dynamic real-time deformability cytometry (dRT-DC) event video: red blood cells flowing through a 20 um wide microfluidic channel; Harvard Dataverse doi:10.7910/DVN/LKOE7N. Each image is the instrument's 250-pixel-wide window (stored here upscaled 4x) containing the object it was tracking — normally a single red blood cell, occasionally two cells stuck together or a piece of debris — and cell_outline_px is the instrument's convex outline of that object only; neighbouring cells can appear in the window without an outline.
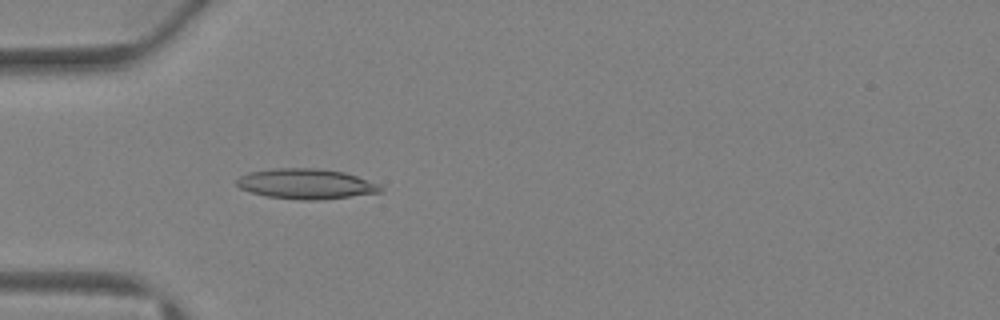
{"species": "Egyptian fruit bat (a non-hibernating species)", "species_latin": "Rousettus aegyptiacus", "temperature_condition": "warm", "stored_images_in_passage": 39, "camera_frame_rate_fps": 3000, "um_per_image_px": 0.085, "animal": {"sex": "female"}, "frame": {"image": 1, "passage_image": 12, "time_ms": 3.667, "image_size_px": [1000, 320], "cell_outline_px": [[384, 188], [380, 192], [320, 200], [300, 200], [264, 196], [240, 188], [236, 184], [236, 180], [240, 176], [248, 172], [276, 168], [316, 168], [344, 172], [380, 184]], "centroid_in_image_um": [26.0, 15.63], "position_along_channel_um": 59.0, "area_um2": 25.32}}
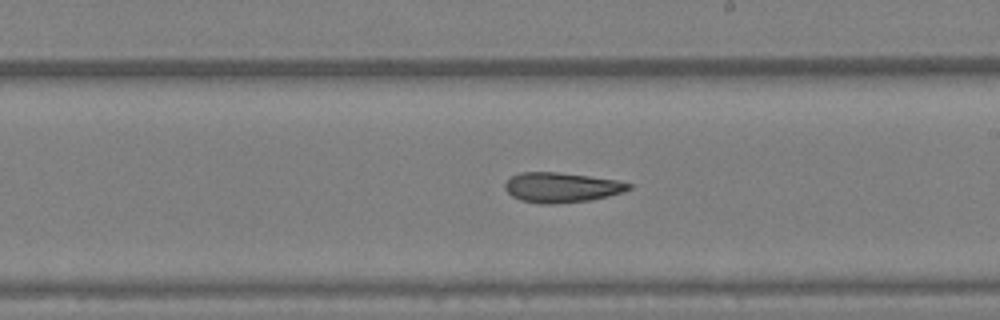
{"frame": {"image": 2, "passage_image": 23, "time_ms": 7.333, "image_size_px": [1000, 320], "cell_outline_px": [[632, 188], [624, 192], [592, 200], [552, 204], [540, 204], [520, 200], [512, 196], [504, 188], [504, 184], [512, 176], [520, 172], [556, 172], [620, 180], [632, 184]], "centroid_in_image_um": [47.75, 15.93], "position_along_channel_um": 241.2, "area_um2": 21.73}}
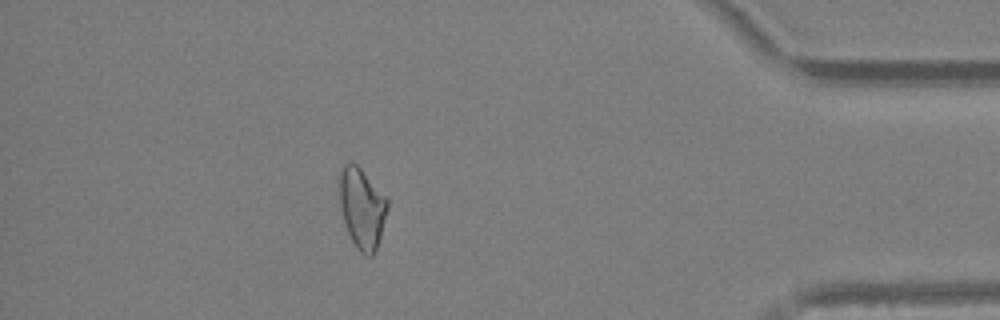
{"frame": {"image": 3, "passage_image": 35, "time_ms": 11.333, "image_size_px": [1000, 320], "cell_outline_px": [[388, 208], [380, 236], [376, 248], [372, 256], [364, 256], [356, 248], [348, 232], [340, 208], [336, 180], [340, 168], [348, 160], [352, 160], [360, 168], [388, 200]], "centroid_in_image_um": [30.7, 17.63], "position_along_channel_um": 404.5, "area_um2": 22.83}}